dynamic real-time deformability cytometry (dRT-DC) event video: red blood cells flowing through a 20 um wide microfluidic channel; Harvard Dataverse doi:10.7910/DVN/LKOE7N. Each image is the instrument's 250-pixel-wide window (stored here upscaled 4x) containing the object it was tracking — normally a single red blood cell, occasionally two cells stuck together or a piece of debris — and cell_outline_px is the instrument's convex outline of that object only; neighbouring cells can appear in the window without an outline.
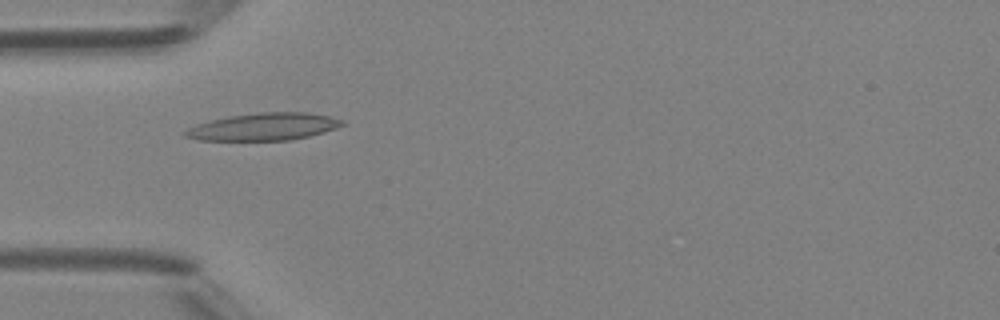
{"species": "Egyptian fruit bat (a non-hibernating species)", "species_latin": "Rousettus aegyptiacus", "temperature_condition": "room temperature", "stored_images_in_passage": 47, "camera_frame_rate_fps": 3000, "um_per_image_px": 0.085, "animal": {"sex": "female"}, "frame": {"image": 1, "passage_image": 15, "time_ms": 4.667, "image_size_px": [1000, 320], "cell_outline_px": [[344, 124], [336, 128], [324, 132], [308, 136], [288, 140], [200, 140], [184, 136], [180, 132], [196, 124], [228, 116], [260, 112], [308, 112], [328, 116], [344, 120]], "centroid_in_image_um": [22.39, 10.77], "position_along_channel_um": 62.6, "area_um2": 24.97}}
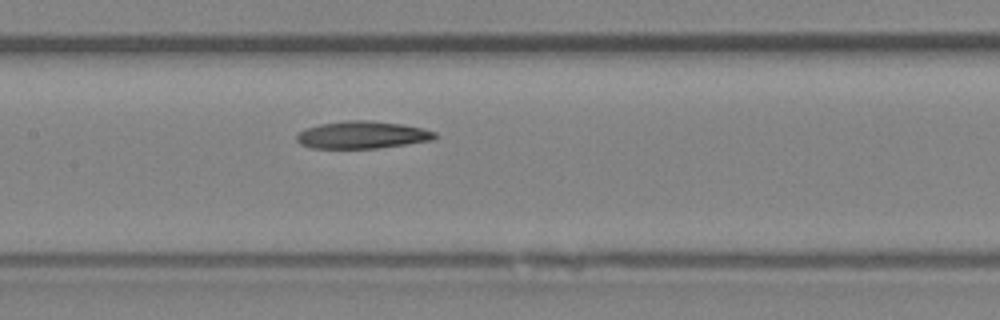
{"frame": {"image": 2, "passage_image": 23, "time_ms": 7.333, "image_size_px": [1000, 320], "cell_outline_px": [[436, 140], [376, 148], [312, 148], [300, 144], [296, 140], [296, 132], [304, 128], [320, 124], [344, 120], [368, 120], [400, 124], [424, 128], [436, 132]], "centroid_in_image_um": [30.76, 11.46], "position_along_channel_um": 176.6, "area_um2": 22.25}}
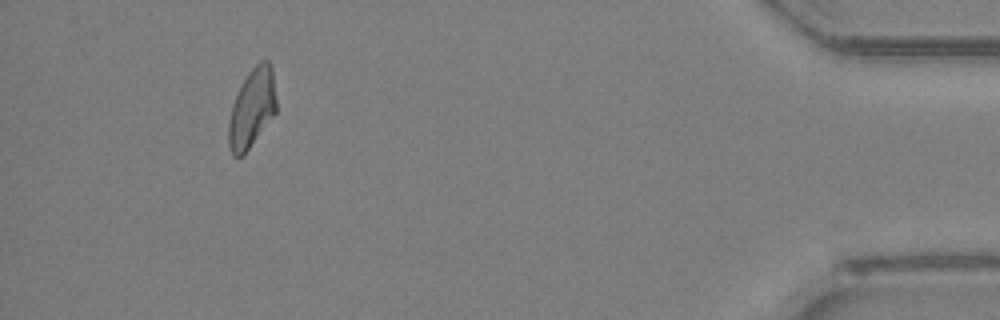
{"frame": {"image": 3, "passage_image": 44, "time_ms": 14.333, "image_size_px": [1000, 320], "cell_outline_px": [[276, 112], [248, 148], [240, 156], [232, 156], [228, 148], [228, 124], [232, 104], [240, 84], [248, 72], [260, 60], [268, 60], [272, 68], [276, 100]], "centroid_in_image_um": [21.39, 9.16], "position_along_channel_um": 413.8, "area_um2": 21.79}}